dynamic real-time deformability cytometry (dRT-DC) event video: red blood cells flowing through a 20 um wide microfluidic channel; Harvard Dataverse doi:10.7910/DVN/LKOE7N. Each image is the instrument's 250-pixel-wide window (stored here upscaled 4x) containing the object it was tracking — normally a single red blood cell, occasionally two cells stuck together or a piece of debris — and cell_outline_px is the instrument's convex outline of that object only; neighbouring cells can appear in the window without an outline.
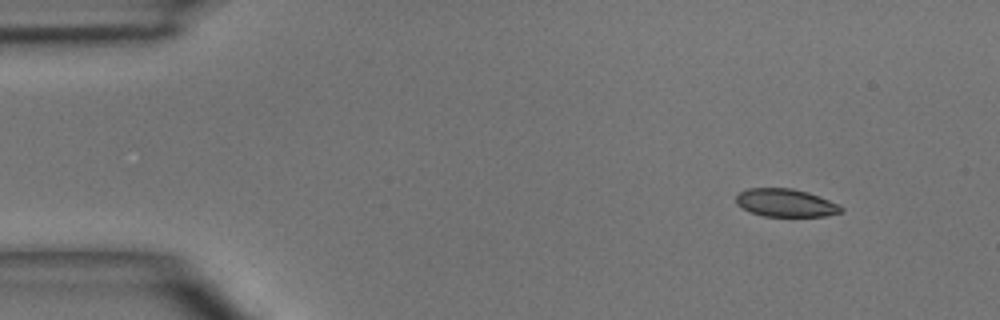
{"species": "common noctule bat (a hibernating species)", "species_latin": "Nyctalus noctula", "temperature_condition": "room temperature", "stored_images_in_passage": 3, "camera_frame_rate_fps": 3000, "um_per_image_px": 0.085, "animal": {"sex": "male", "body_mass_g": 15.6}, "frame": {"image": 1, "passage_image": 1, "time_ms": 0.0, "image_size_px": [1000, 320], "cell_outline_px": [[844, 212], [824, 216], [764, 216], [752, 212], [736, 204], [736, 196], [740, 192], [748, 188], [792, 188], [808, 192], [820, 196], [840, 204], [844, 208]], "centroid_in_image_um": [66.83, 17.24], "position_along_channel_um": 18.2, "area_um2": 17.17}}